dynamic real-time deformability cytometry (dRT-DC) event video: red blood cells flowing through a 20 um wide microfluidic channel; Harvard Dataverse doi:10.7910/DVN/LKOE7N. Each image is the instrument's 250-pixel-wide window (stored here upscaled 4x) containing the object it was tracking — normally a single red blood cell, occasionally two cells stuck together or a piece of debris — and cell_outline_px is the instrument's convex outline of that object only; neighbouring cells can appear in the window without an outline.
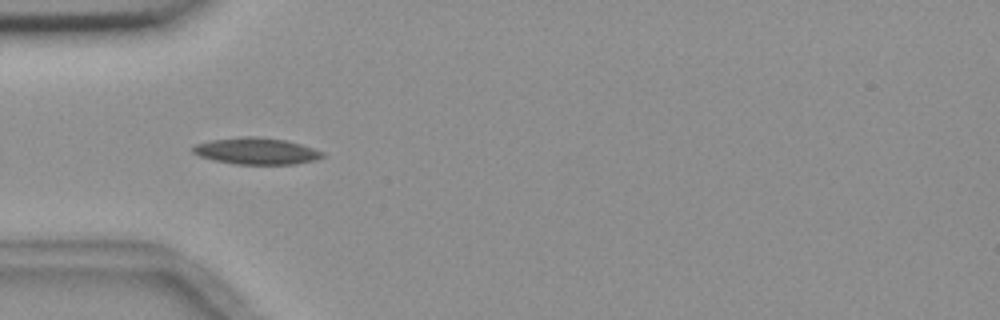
{"species": "common noctule bat (a hibernating species)", "species_latin": "Nyctalus noctula", "temperature_condition": "room temperature", "stored_images_in_passage": 4, "camera_frame_rate_fps": 3000, "um_per_image_px": 0.085, "animal": {"sex": "female", "body_mass_g": 18.4}, "frame": {"image": 1, "passage_image": 4, "time_ms": 4.0, "image_size_px": [1000, 320], "cell_outline_px": [[324, 156], [316, 160], [296, 164], [236, 164], [212, 160], [200, 156], [192, 152], [192, 148], [196, 144], [208, 140], [244, 136], [256, 136], [288, 140], [324, 152]], "centroid_in_image_um": [21.78, 12.83], "position_along_channel_um": 63.2, "area_um2": 20.23}}